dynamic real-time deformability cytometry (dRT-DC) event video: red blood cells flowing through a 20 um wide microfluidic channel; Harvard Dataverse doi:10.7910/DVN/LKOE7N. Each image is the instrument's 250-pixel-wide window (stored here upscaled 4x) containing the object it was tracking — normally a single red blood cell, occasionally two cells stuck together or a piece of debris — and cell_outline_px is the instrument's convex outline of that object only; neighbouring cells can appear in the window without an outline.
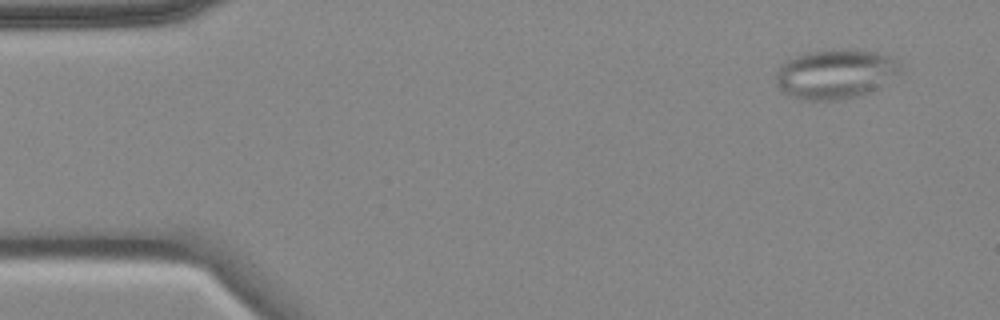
{"species": "common noctule bat (a hibernating species)", "species_latin": "Nyctalus noctula", "temperature_condition": "cold", "stored_images_in_passage": 5, "camera_frame_rate_fps": 3000, "um_per_image_px": 0.085, "animal": {"sex": "female", "body_mass_g": 18.4}, "frame": {"image": 1, "passage_image": 2, "time_ms": 1.0, "image_size_px": [1000, 320], "cell_outline_px": [[900, 72], [876, 88], [860, 96], [836, 100], [804, 100], [784, 92], [776, 84], [776, 72], [788, 60], [804, 52], [840, 48], [876, 52], [892, 56], [900, 60]], "centroid_in_image_um": [71.03, 6.27], "position_along_channel_um": 14.0, "area_um2": 35.78}}